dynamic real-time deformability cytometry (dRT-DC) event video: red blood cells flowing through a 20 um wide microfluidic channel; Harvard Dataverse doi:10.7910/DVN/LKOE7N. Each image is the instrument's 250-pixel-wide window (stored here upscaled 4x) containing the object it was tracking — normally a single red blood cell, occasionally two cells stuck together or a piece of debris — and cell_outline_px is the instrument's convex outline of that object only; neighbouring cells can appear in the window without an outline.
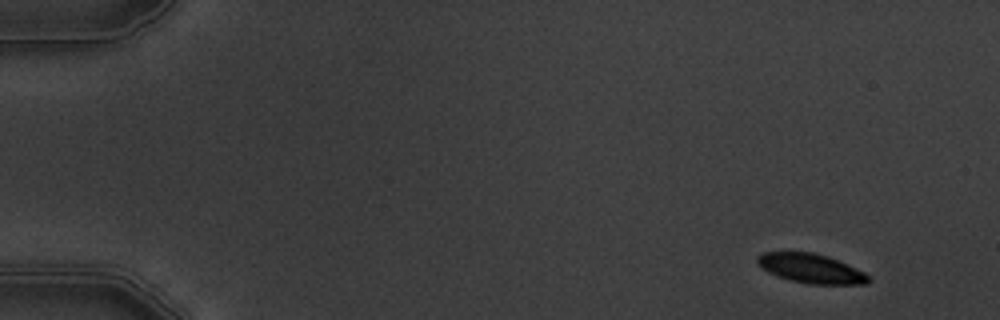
{"species": "common noctule bat (a hibernating species)", "species_latin": "Nyctalus noctula", "temperature_condition": "warm", "stored_images_in_passage": 6, "camera_frame_rate_fps": 3000, "um_per_image_px": 0.085, "animal": {"sex": "male", "body_mass_g": 19.5, "forearm_length_mm": 54.6}, "frame": {"image": 1, "passage_image": 1, "time_ms": 0.0, "image_size_px": [1000, 320], "cell_outline_px": [[872, 280], [868, 284], [808, 284], [788, 280], [768, 272], [756, 264], [756, 256], [764, 252], [812, 252], [828, 256], [848, 264], [872, 276]], "centroid_in_image_um": [68.95, 22.82], "position_along_channel_um": 16.0, "area_um2": 19.31}}
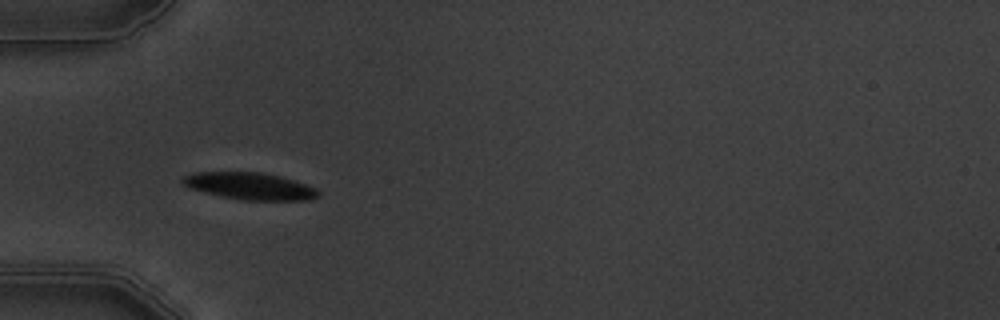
{"frame": {"image": 2, "passage_image": 5, "time_ms": 4.667, "image_size_px": [1000, 320], "cell_outline_px": [[320, 196], [308, 200], [240, 200], [220, 196], [204, 192], [192, 188], [184, 184], [180, 180], [184, 176], [192, 172], [260, 172], [280, 176], [316, 188], [320, 192]], "centroid_in_image_um": [21.23, 15.82], "position_along_channel_um": 63.8, "area_um2": 21.27}}